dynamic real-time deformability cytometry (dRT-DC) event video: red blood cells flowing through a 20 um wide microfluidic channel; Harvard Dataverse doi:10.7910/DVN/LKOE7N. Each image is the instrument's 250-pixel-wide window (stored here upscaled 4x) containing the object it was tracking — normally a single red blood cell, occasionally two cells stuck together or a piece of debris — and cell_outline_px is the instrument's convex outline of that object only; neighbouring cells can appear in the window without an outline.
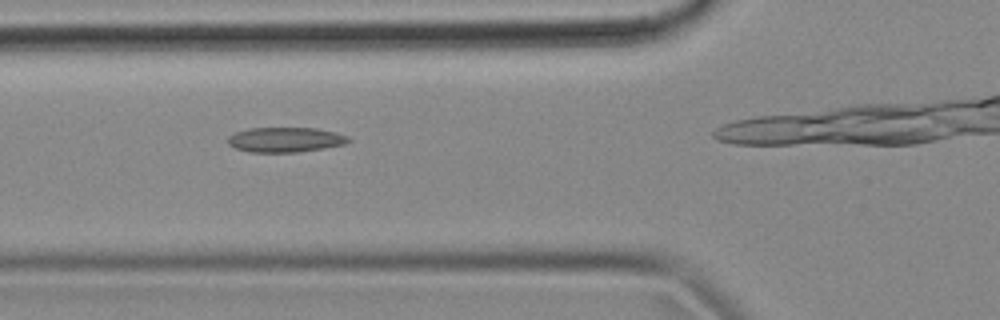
{"species": "common noctule bat (a hibernating species)", "species_latin": "Nyctalus noctula", "temperature_condition": "cold", "stored_images_in_passage": 28, "camera_frame_rate_fps": 3000, "um_per_image_px": 0.085, "animal": {"sex": "female", "body_mass_g": 18.4}, "frame": {"image": 1, "passage_image": 5, "time_ms": 1.333, "image_size_px": [1000, 320], "cell_outline_px": [[352, 140], [344, 144], [324, 148], [296, 152], [248, 152], [236, 148], [228, 144], [228, 136], [236, 132], [248, 128], [316, 128], [336, 132], [348, 136]], "centroid_in_image_um": [24.26, 11.87], "position_along_channel_um": 101.5, "area_um2": 17.51}}